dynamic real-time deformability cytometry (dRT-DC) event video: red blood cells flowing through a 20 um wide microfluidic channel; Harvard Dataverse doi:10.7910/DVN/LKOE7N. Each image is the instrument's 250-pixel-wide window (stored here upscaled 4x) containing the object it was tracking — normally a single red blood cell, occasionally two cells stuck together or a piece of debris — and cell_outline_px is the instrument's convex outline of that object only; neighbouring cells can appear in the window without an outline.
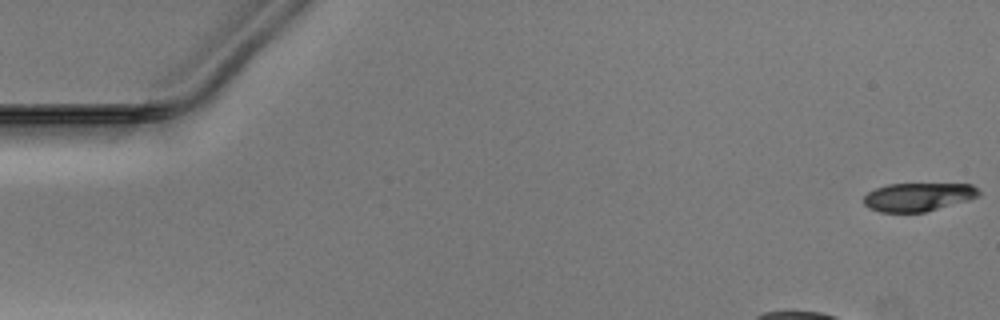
{"species": "Egyptian fruit bat (a non-hibernating species)", "species_latin": "Rousettus aegyptiacus", "temperature_condition": "warm", "stored_images_in_passage": 38, "camera_frame_rate_fps": 3000, "um_per_image_px": 0.085, "animal": {"sex": "male"}, "frame": {"image": 1, "passage_image": 1, "time_ms": 0.0, "image_size_px": [1000, 320], "cell_outline_px": [[980, 196], [968, 200], [924, 212], [880, 212], [868, 208], [864, 204], [864, 196], [868, 192], [876, 188], [888, 184], [972, 184], [980, 192]], "centroid_in_image_um": [78.03, 16.74], "position_along_channel_um": 7.0, "area_um2": 18.96}}
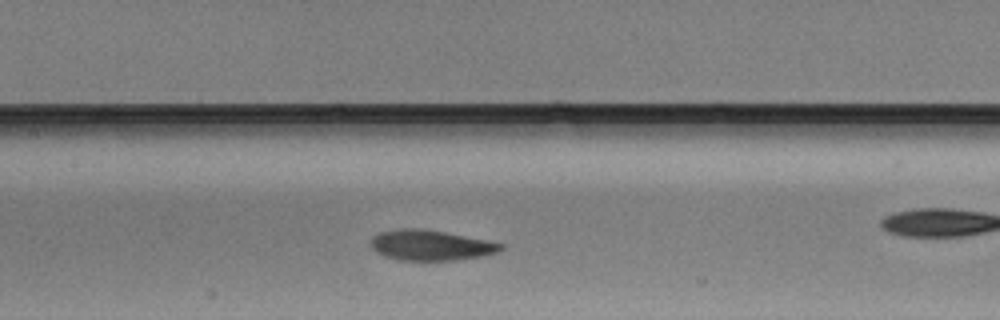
{"frame": {"image": 2, "passage_image": 21, "time_ms": 6.667, "image_size_px": [1000, 320], "cell_outline_px": [[504, 248], [496, 252], [484, 256], [456, 260], [400, 260], [384, 256], [376, 252], [372, 248], [372, 236], [380, 232], [396, 228], [420, 228], [444, 232], [488, 240], [504, 244]], "centroid_in_image_um": [36.61, 20.84], "position_along_channel_um": 170.8, "area_um2": 23.06}}
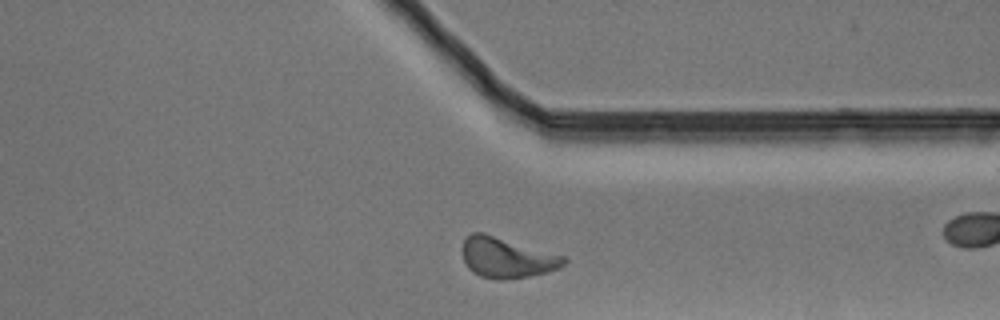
{"frame": {"image": 3, "passage_image": 36, "time_ms": 11.667, "image_size_px": [1000, 320], "cell_outline_px": [[568, 260], [560, 268], [548, 272], [528, 276], [504, 280], [496, 280], [480, 276], [472, 272], [468, 268], [464, 260], [464, 240], [472, 232], [484, 232], [564, 256]], "centroid_in_image_um": [43.09, 21.91], "position_along_channel_um": 368.3, "area_um2": 23.81}}